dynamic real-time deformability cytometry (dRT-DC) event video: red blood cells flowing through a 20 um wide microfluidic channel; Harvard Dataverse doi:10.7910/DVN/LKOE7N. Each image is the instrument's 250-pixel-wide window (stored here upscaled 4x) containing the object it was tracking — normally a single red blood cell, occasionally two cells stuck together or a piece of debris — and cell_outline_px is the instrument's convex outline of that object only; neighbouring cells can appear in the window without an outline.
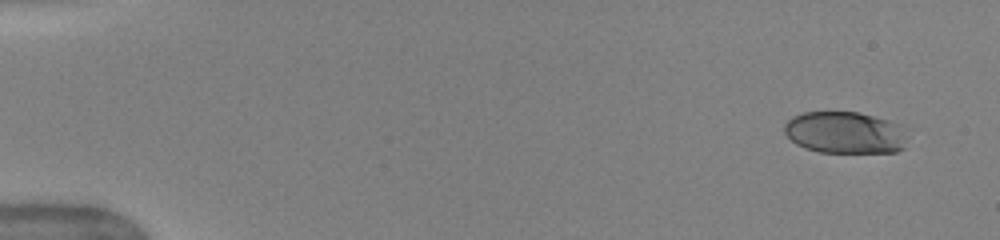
{"species": "human", "species_latin": "Homo sapiens", "temperature_condition": "warm", "stored_images_in_passage": 6, "camera_frame_rate_fps": 3000, "um_per_image_px": 0.085, "donor": {"sex": "female"}, "frame": {"image": 1, "passage_image": 1, "time_ms": 0.0, "image_size_px": [1000, 240], "cell_outline_px": [[904, 148], [896, 152], [820, 152], [804, 148], [796, 144], [784, 132], [784, 124], [792, 116], [804, 112], [860, 112], [888, 120], [900, 124]], "centroid_in_image_um": [71.76, 11.26], "position_along_channel_um": 13.2, "area_um2": 29.77}}
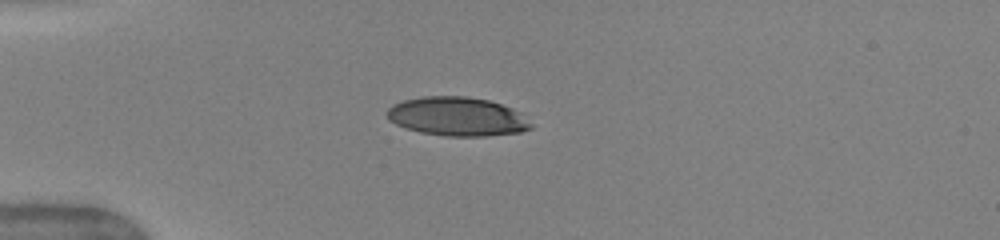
{"frame": {"image": 2, "passage_image": 4, "time_ms": 3.667, "image_size_px": [1000, 240], "cell_outline_px": [[532, 128], [520, 132], [484, 136], [444, 136], [420, 132], [396, 124], [388, 120], [388, 108], [392, 104], [404, 100], [424, 96], [464, 96], [488, 100], [512, 108], [520, 112], [532, 124]], "centroid_in_image_um": [38.87, 9.9], "position_along_channel_um": 46.1, "area_um2": 32.48}}